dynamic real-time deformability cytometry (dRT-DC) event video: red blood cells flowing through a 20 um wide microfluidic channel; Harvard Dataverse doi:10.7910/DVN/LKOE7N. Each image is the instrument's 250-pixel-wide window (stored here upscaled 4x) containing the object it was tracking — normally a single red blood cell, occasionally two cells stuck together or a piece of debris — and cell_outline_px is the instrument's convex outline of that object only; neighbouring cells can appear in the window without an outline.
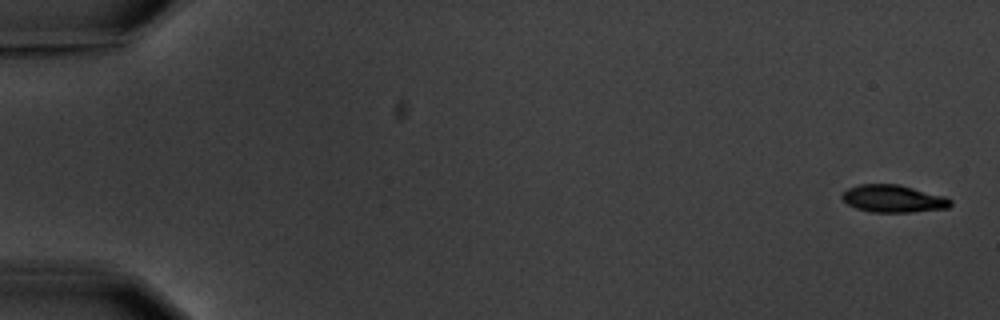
{"species": "common noctule bat (a hibernating species)", "species_latin": "Nyctalus noctula", "temperature_condition": "warm", "stored_images_in_passage": 10, "camera_frame_rate_fps": 3000, "um_per_image_px": 0.085, "animal": {"sex": "male", "body_mass_g": 20.1, "forearm_length_mm": 53.5}, "frame": {"image": 1, "passage_image": 1, "time_ms": 0.0, "image_size_px": [1000, 320], "cell_outline_px": [[952, 204], [948, 208], [912, 212], [872, 212], [856, 208], [848, 204], [840, 196], [848, 188], [860, 184], [900, 184], [944, 196], [952, 200]], "centroid_in_image_um": [75.94, 16.88], "position_along_channel_um": 9.1, "area_um2": 17.34}}